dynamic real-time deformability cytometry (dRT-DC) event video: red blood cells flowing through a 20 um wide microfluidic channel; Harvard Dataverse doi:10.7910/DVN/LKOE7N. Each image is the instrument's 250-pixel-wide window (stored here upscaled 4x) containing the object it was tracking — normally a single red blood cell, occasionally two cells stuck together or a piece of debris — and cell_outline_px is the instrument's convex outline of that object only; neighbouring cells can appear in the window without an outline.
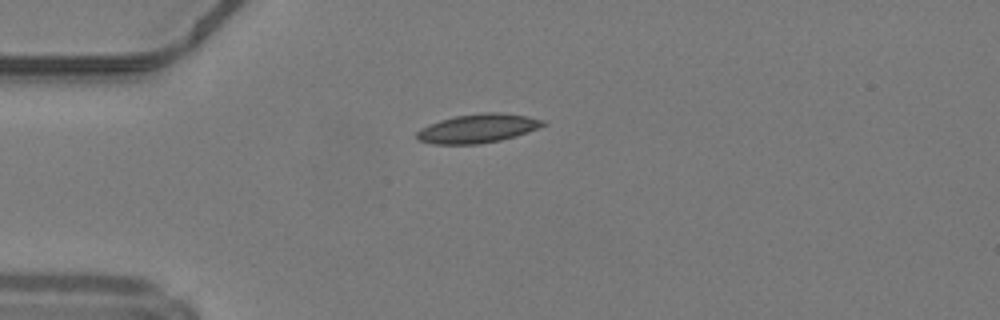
{"species": "common noctule bat (a hibernating species)", "species_latin": "Nyctalus noctula", "temperature_condition": "warm", "stored_images_in_passage": 34, "camera_frame_rate_fps": 3000, "um_per_image_px": 0.085, "animal": {"sex": "male", "body_mass_g": 19.2, "forearm_length_mm": 51.8}, "frame": {"image": 1, "passage_image": 2, "time_ms": 0.333, "image_size_px": [1000, 320], "cell_outline_px": [[548, 124], [528, 132], [516, 136], [500, 140], [480, 144], [432, 144], [420, 140], [416, 136], [416, 132], [420, 128], [428, 124], [440, 120], [456, 116], [484, 112], [500, 112], [528, 116], [544, 120]], "centroid_in_image_um": [40.63, 10.91], "position_along_channel_um": 44.4, "area_um2": 21.33}}
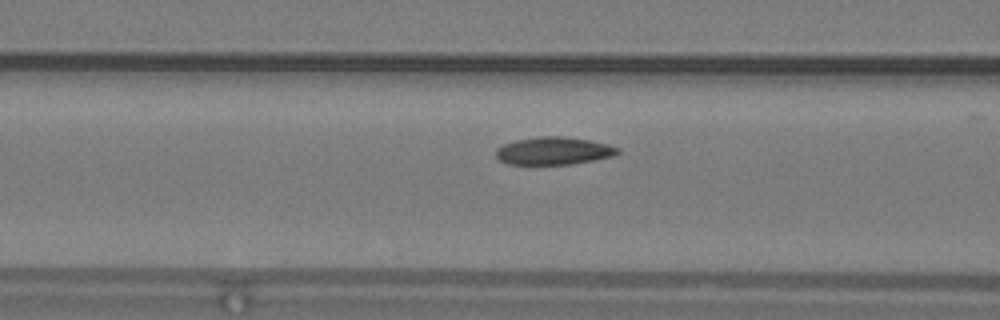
{"frame": {"image": 2, "passage_image": 9, "time_ms": 2.667, "image_size_px": [1000, 320], "cell_outline_px": [[620, 152], [612, 156], [572, 164], [508, 164], [500, 160], [496, 156], [496, 148], [504, 144], [516, 140], [540, 136], [564, 136], [592, 140], [608, 144], [620, 148]], "centroid_in_image_um": [47.08, 12.81], "position_along_channel_um": 119.5, "area_um2": 19.65}}
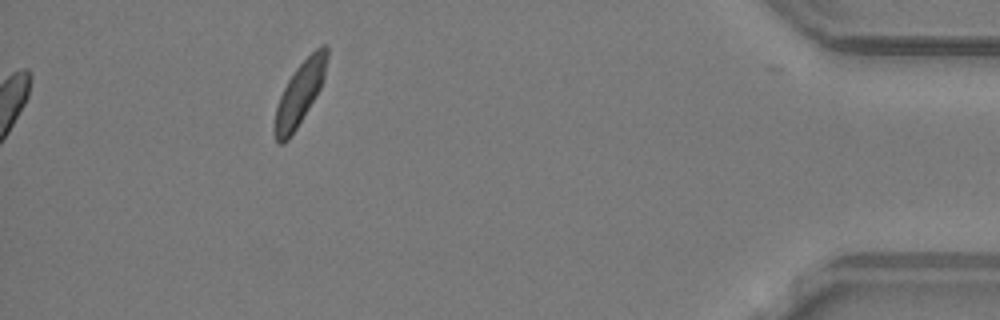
{"frame": {"image": 3, "passage_image": 34, "time_ms": 11.0, "image_size_px": [1000, 320], "cell_outline_px": [[328, 56], [324, 80], [316, 96], [296, 128], [288, 140], [284, 144], [276, 144], [272, 128], [276, 108], [280, 96], [288, 80], [296, 68], [320, 44], [324, 44], [328, 48]], "centroid_in_image_um": [25.46, 7.98], "position_along_channel_um": 409.7, "area_um2": 19.31}, "authors_computed_cell_mechanics": {"area_um2": 19.6809, "velocity_mm_per_s": 4.1694, "shape_relaxation_time_tau1_ms": 5.1331, "shape_relaxation_time_tau2_ms": 3.2617, "deformation_change_tau1": 0.1173, "deformation_change_tau2": 0.0784}}